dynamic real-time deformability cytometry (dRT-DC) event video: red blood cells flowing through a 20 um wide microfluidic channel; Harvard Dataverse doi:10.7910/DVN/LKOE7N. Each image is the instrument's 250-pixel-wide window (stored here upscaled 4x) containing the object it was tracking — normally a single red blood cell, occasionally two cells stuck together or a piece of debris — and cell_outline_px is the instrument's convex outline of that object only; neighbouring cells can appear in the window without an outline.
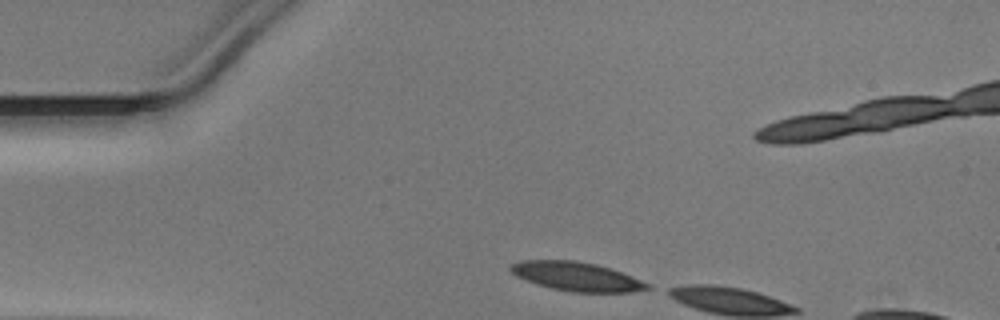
{"species": "Egyptian fruit bat (a non-hibernating species)", "species_latin": "Rousettus aegyptiacus", "temperature_condition": "warm", "stored_images_in_passage": 3, "camera_frame_rate_fps": 3000, "um_per_image_px": 0.085, "animal": {"sex": "male"}, "frame": {"image": 1, "passage_image": 1, "time_ms": 0.0, "image_size_px": [1000, 320], "cell_outline_px": [[652, 288], [628, 292], [572, 292], [552, 288], [536, 284], [516, 276], [508, 268], [512, 264], [520, 260], [576, 260], [596, 264], [632, 276], [652, 284]], "centroid_in_image_um": [49.01, 23.5], "position_along_channel_um": 36.0, "area_um2": 23.0}}